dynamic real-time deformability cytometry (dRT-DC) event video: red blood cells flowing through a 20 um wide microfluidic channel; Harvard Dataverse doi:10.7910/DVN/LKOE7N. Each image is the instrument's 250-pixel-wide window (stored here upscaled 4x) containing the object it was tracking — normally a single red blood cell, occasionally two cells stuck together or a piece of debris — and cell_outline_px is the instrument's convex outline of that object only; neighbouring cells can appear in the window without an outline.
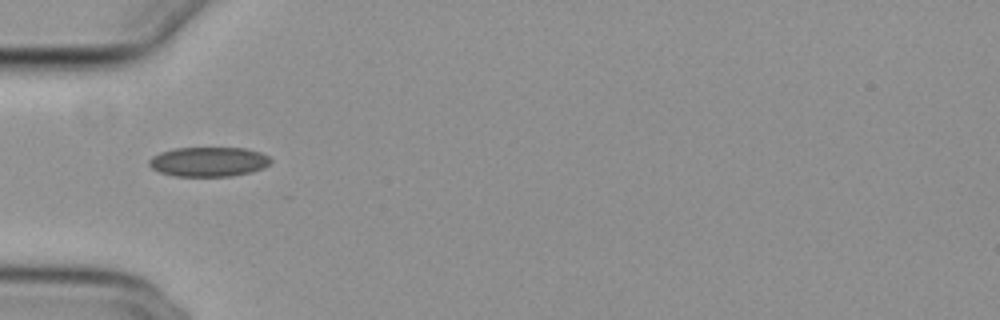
{"species": "common noctule bat (a hibernating species)", "species_latin": "Nyctalus noctula", "temperature_condition": "cold", "stored_images_in_passage": 32, "camera_frame_rate_fps": 3000, "um_per_image_px": 0.085, "animal": {"sex": "female", "body_mass_g": 29.2, "forearm_length_mm": 56.3}, "frame": {"image": 1, "passage_image": 1, "time_ms": 0.0, "image_size_px": [1000, 320], "cell_outline_px": [[272, 160], [264, 168], [252, 172], [232, 176], [172, 176], [160, 172], [152, 168], [148, 164], [148, 160], [152, 156], [160, 152], [172, 148], [244, 148], [260, 152], [268, 156]], "centroid_in_image_um": [17.71, 13.75], "position_along_channel_um": 67.3, "area_um2": 21.1}}
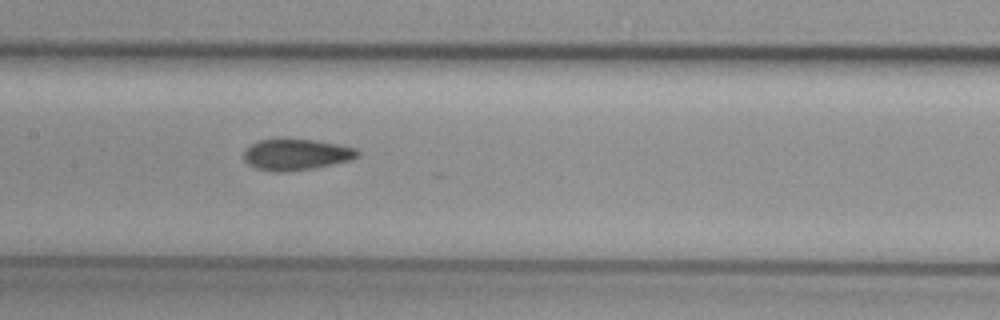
{"frame": {"image": 2, "passage_image": 10, "time_ms": 3.0, "image_size_px": [1000, 320], "cell_outline_px": [[360, 156], [352, 160], [312, 168], [284, 172], [272, 172], [256, 168], [248, 164], [244, 160], [244, 152], [252, 144], [260, 140], [276, 136], [312, 140], [336, 144], [356, 148], [360, 152]], "centroid_in_image_um": [25.16, 13.11], "position_along_channel_um": 182.2, "area_um2": 21.1}}
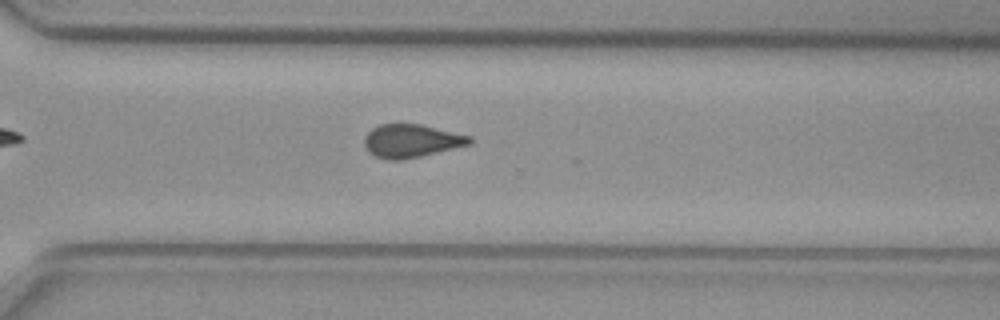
{"frame": {"image": 3, "passage_image": 22, "time_ms": 7.0, "image_size_px": [1000, 320], "cell_outline_px": [[472, 144], [404, 160], [388, 160], [376, 156], [368, 152], [364, 144], [364, 136], [372, 128], [380, 124], [420, 124], [472, 136]], "centroid_in_image_um": [34.96, 11.98], "position_along_channel_um": 335.6, "area_um2": 20.46}, "authors_computed_cell_mechanics": {"area_um2": 20.7213, "velocity_mm_per_s": 3.8507, "shape_relaxation_time_tau1_ms": null, "shape_relaxation_time_tau2_ms": 2.7141, "deformation_change_tau1": null, "deformation_change_tau2": 0.0837}}